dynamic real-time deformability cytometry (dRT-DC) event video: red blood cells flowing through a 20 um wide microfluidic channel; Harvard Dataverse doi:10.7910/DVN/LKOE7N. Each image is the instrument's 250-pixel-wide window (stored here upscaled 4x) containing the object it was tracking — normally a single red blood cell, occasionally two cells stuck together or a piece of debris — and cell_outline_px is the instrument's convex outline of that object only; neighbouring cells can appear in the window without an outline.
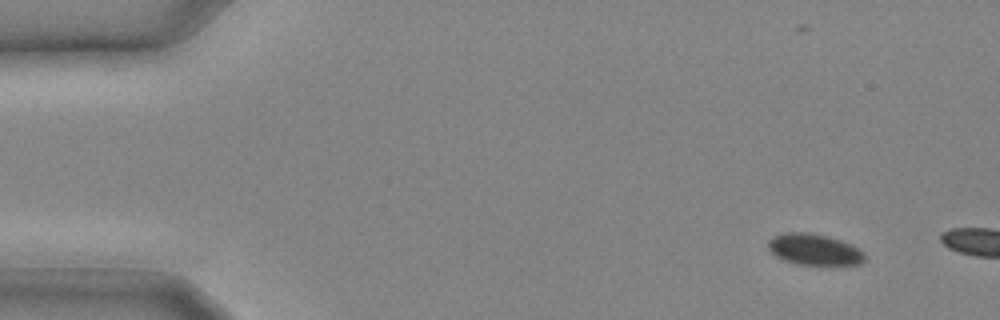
{"species": "common noctule bat (a hibernating species)", "species_latin": "Nyctalus noctula", "temperature_condition": "cold", "stored_images_in_passage": 5, "camera_frame_rate_fps": 3000, "um_per_image_px": 0.085, "animal": {"sex": "male", "body_mass_g": 20.4}, "frame": {"image": 1, "passage_image": 3, "time_ms": 0.667, "image_size_px": [1000, 320], "cell_outline_px": [[864, 260], [860, 264], [796, 264], [784, 260], [776, 256], [768, 248], [768, 240], [772, 236], [784, 232], [808, 232], [828, 236], [840, 240], [864, 252]], "centroid_in_image_um": [69.15, 21.19], "position_along_channel_um": 15.8, "area_um2": 17.34}}